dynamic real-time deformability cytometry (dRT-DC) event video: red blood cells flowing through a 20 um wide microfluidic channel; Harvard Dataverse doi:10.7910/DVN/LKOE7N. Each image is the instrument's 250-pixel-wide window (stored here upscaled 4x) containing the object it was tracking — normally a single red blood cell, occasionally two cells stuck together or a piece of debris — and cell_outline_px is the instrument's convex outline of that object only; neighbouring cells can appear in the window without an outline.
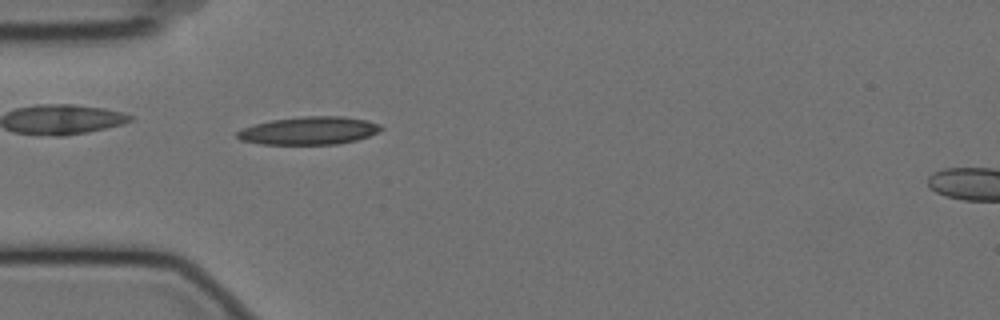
{"species": "Egyptian fruit bat (a non-hibernating species)", "species_latin": "Rousettus aegyptiacus", "temperature_condition": "cold", "stored_images_in_passage": 42, "camera_frame_rate_fps": 3000, "um_per_image_px": 0.085, "animal": {"sex": "female"}, "frame": {"image": 1, "passage_image": 2, "time_ms": 0.333, "image_size_px": [1000, 320], "cell_outline_px": [[384, 128], [380, 132], [356, 140], [336, 144], [260, 144], [240, 140], [236, 136], [236, 132], [244, 128], [256, 124], [272, 120], [304, 116], [344, 116], [368, 120], [380, 124]], "centroid_in_image_um": [26.31, 11.1], "position_along_channel_um": 58.7, "area_um2": 23.41}}
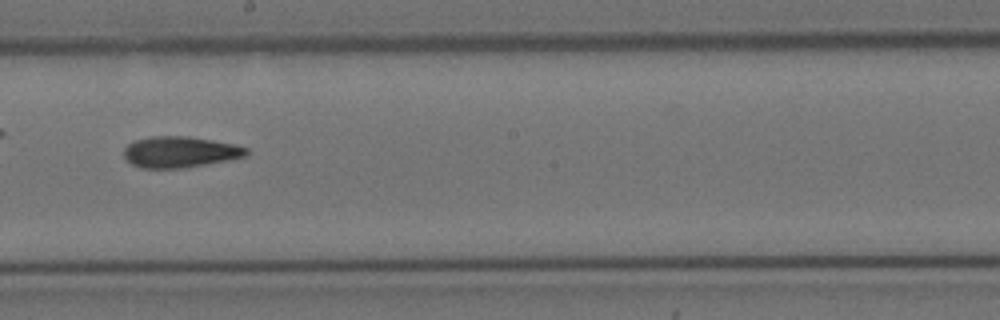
{"frame": {"image": 2, "passage_image": 17, "time_ms": 5.333, "image_size_px": [1000, 320], "cell_outline_px": [[248, 156], [228, 160], [180, 168], [140, 168], [132, 164], [124, 156], [124, 148], [128, 144], [136, 140], [152, 136], [188, 136], [236, 144], [248, 148]], "centroid_in_image_um": [15.32, 12.91], "position_along_channel_um": 232.9, "area_um2": 22.14}}
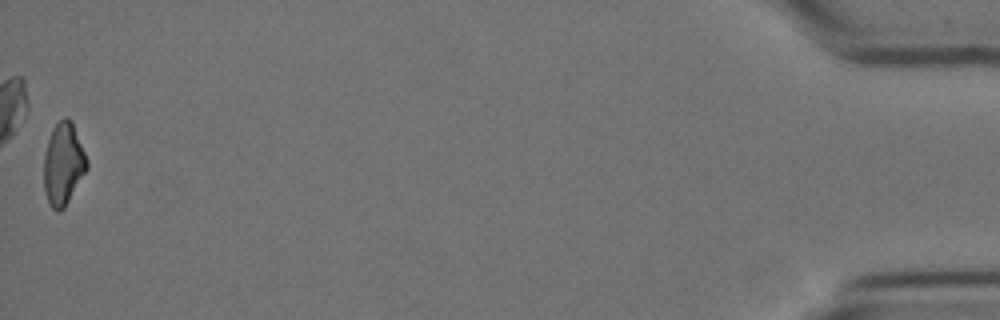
{"frame": {"image": 3, "passage_image": 42, "time_ms": 13.667, "image_size_px": [1000, 320], "cell_outline_px": [[88, 168], [64, 208], [60, 212], [56, 212], [52, 208], [48, 200], [44, 188], [44, 156], [48, 140], [52, 128], [64, 116], [68, 116], [72, 120], [88, 160]], "centroid_in_image_um": [5.39, 13.91], "position_along_channel_um": 429.8, "area_um2": 20.69}, "authors_computed_cell_mechanics": {"area_um2": 21.7906, "velocity_mm_per_s": 3.5285, "shape_relaxation_time_tau1_ms": 6.3251, "shape_relaxation_time_tau2_ms": 6.3577, "deformation_change_tau1": 0.1798, "deformation_change_tau2": 0.155}}